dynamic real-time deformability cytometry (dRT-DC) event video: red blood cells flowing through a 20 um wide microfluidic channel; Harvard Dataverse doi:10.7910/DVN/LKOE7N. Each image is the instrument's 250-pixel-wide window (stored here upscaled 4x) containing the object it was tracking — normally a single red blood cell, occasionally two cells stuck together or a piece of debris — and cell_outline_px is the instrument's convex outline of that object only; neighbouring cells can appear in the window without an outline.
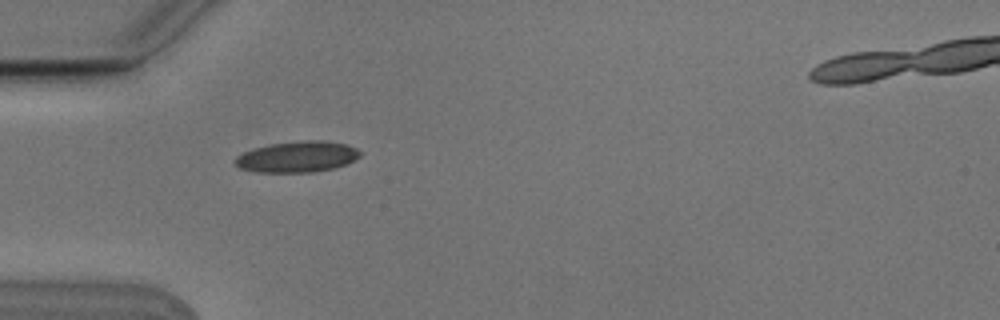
{"species": "Egyptian fruit bat (a non-hibernating species)", "species_latin": "Rousettus aegyptiacus", "temperature_condition": "cold", "stored_images_in_passage": 5, "camera_frame_rate_fps": 3000, "um_per_image_px": 0.085, "animal": {"sex": "male"}, "frame": {"image": 1, "passage_image": 1, "time_ms": 0.0, "image_size_px": [1000, 320], "cell_outline_px": [[360, 156], [344, 164], [332, 168], [312, 172], [256, 172], [240, 168], [232, 160], [236, 156], [244, 152], [256, 148], [272, 144], [308, 140], [324, 140], [344, 144], [356, 148], [360, 152]], "centroid_in_image_um": [25.23, 13.33], "position_along_channel_um": 59.8, "area_um2": 22.2}}
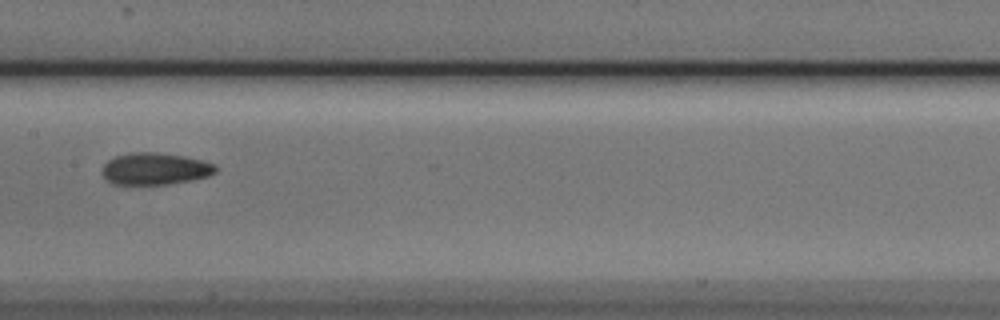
{"frame": {"image": 2, "passage_image": 4, "time_ms": 1.0, "image_size_px": [1000, 320], "cell_outline_px": [[216, 172], [208, 176], [168, 184], [112, 184], [104, 176], [104, 164], [108, 160], [116, 156], [128, 152], [156, 152], [184, 156], [204, 160], [216, 164]], "centroid_in_image_um": [13.2, 14.33], "position_along_channel_um": 194.2, "area_um2": 20.98}}
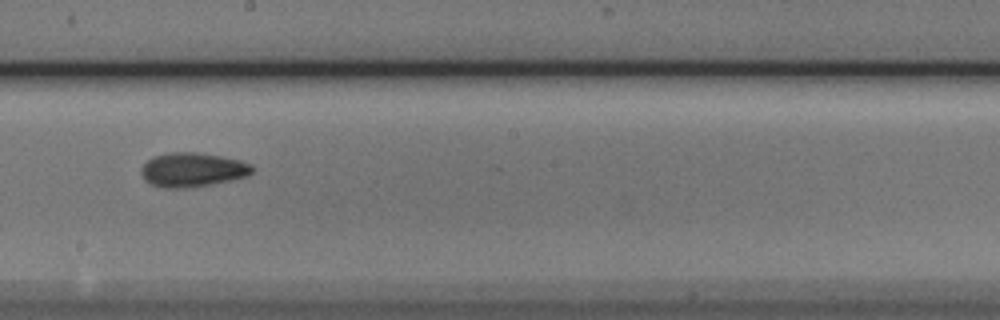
{"frame": {"image": 3, "passage_image": 5, "time_ms": 1.333, "image_size_px": [1000, 320], "cell_outline_px": [[252, 172], [244, 176], [228, 180], [208, 184], [180, 188], [168, 188], [152, 184], [144, 180], [140, 172], [140, 168], [152, 156], [168, 152], [196, 152], [220, 156], [240, 160], [252, 164]], "centroid_in_image_um": [16.3, 14.4], "position_along_channel_um": 231.9, "area_um2": 21.79}}